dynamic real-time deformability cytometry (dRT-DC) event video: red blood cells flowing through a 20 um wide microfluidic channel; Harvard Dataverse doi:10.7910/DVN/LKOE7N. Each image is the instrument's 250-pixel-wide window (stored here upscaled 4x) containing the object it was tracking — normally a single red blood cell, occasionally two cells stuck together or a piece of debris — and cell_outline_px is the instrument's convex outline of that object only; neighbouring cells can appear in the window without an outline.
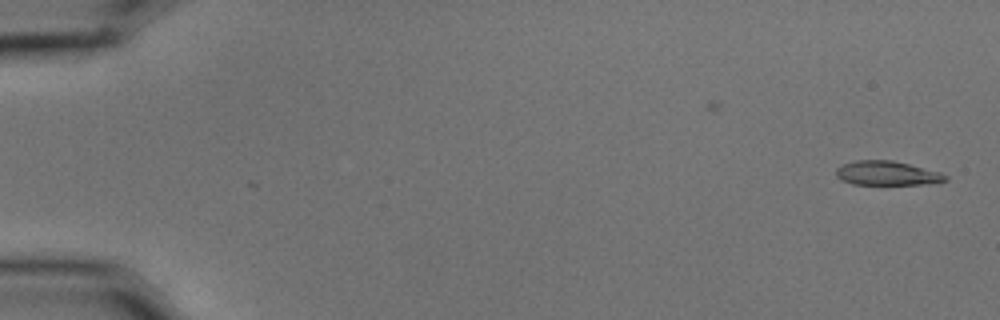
{"species": "common noctule bat (a hibernating species)", "species_latin": "Nyctalus noctula", "temperature_condition": "cold", "stored_images_in_passage": 54, "camera_frame_rate_fps": 3000, "um_per_image_px": 0.085, "animal": {"sex": "male", "body_mass_g": 15.6}, "frame": {"image": 1, "passage_image": 1, "time_ms": 0.0, "image_size_px": [1000, 320], "cell_outline_px": [[948, 180], [920, 184], [852, 184], [840, 180], [836, 176], [836, 168], [844, 164], [856, 160], [892, 160], [940, 172], [948, 176]], "centroid_in_image_um": [75.35, 14.72], "position_along_channel_um": 9.6, "area_um2": 15.26}}
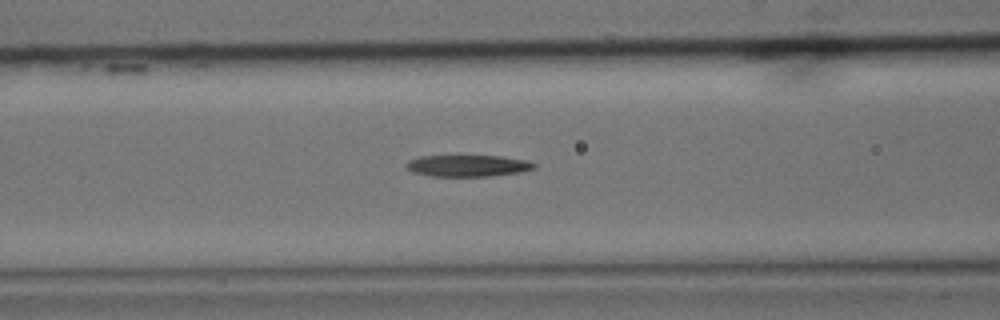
{"frame": {"image": 2, "passage_image": 23, "time_ms": 7.333, "image_size_px": [1000, 320], "cell_outline_px": [[536, 168], [520, 172], [492, 176], [432, 176], [412, 172], [404, 164], [408, 160], [420, 156], [500, 156], [528, 160], [536, 164]], "centroid_in_image_um": [39.77, 14.08], "position_along_channel_um": 126.8, "area_um2": 16.13}}
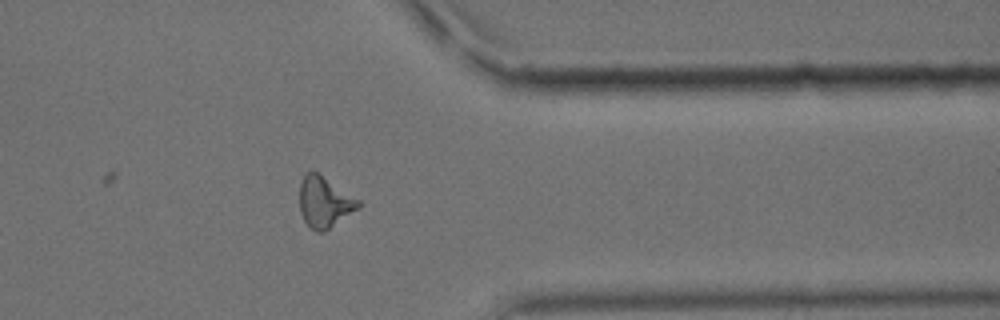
{"frame": {"image": 3, "passage_image": 45, "time_ms": 14.667, "image_size_px": [1000, 320], "cell_outline_px": [[360, 208], [324, 232], [316, 232], [308, 228], [300, 212], [300, 180], [308, 172], [316, 172], [360, 200]], "centroid_in_image_um": [27.58, 17.22], "position_along_channel_um": 383.8, "area_um2": 17.4}, "authors_computed_cell_mechanics": {"area_um2": 16.473, "velocity_mm_per_s": 3.6071, "shape_relaxation_time_tau1_ms": 8.6859, "shape_relaxation_time_tau2_ms": 7.4748, "deformation_change_tau1": 0.2564, "deformation_change_tau2": 0.1955}}